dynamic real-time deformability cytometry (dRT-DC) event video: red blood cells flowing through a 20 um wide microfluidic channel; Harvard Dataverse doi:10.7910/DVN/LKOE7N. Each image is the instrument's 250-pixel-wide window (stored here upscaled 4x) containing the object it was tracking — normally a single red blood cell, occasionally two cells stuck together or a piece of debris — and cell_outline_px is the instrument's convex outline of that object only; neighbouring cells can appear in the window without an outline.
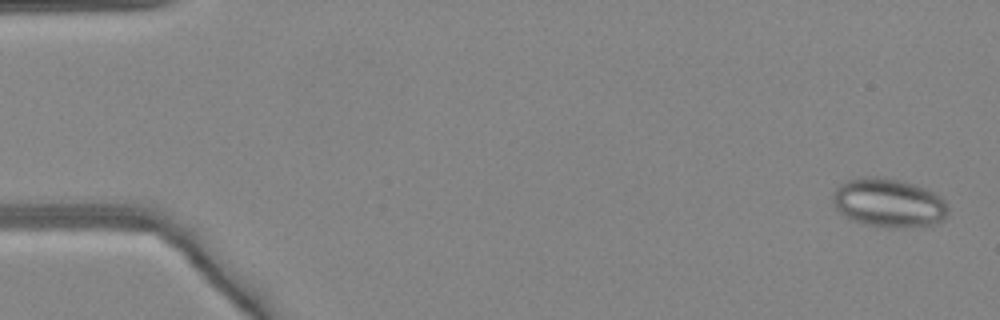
{"species": "common noctule bat (a hibernating species)", "species_latin": "Nyctalus noctula", "temperature_condition": "warm", "stored_images_in_passage": 11, "camera_frame_rate_fps": 3000, "um_per_image_px": 0.085, "animal": {"sex": "female", "body_mass_g": 24.6, "forearm_length_mm": 56.2}, "frame": {"image": 1, "passage_image": 2, "time_ms": 0.333, "image_size_px": [1000, 320], "cell_outline_px": [[948, 216], [944, 220], [932, 224], [896, 228], [888, 228], [864, 224], [852, 220], [844, 216], [836, 208], [832, 200], [832, 196], [836, 188], [840, 184], [848, 180], [860, 176], [880, 176], [900, 180], [916, 184], [940, 196], [948, 204]], "centroid_in_image_um": [75.53, 17.23], "position_along_channel_um": 9.5, "area_um2": 33.12}}